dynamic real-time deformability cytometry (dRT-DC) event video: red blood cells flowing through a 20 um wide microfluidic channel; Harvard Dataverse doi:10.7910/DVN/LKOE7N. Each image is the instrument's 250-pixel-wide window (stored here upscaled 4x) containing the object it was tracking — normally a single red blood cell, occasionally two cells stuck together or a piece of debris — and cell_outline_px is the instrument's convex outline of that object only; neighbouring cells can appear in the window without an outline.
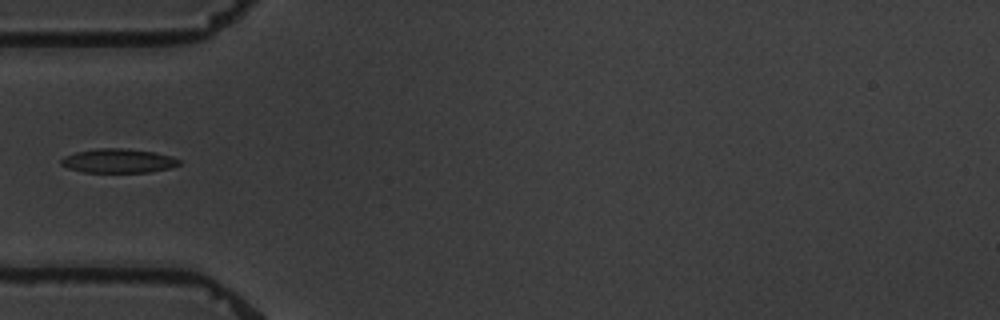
{"species": "common noctule bat (a hibernating species)", "species_latin": "Nyctalus noctula", "temperature_condition": "warm", "stored_images_in_passage": 4, "camera_frame_rate_fps": 3000, "um_per_image_px": 0.085, "animal": {"sex": "male", "body_mass_g": 19.5, "forearm_length_mm": 54.6}, "frame": {"image": 1, "passage_image": 4, "time_ms": 3.333, "image_size_px": [1000, 320], "cell_outline_px": [[180, 164], [168, 168], [148, 172], [84, 172], [68, 168], [60, 164], [60, 160], [64, 156], [76, 152], [96, 148], [120, 148], [152, 152], [172, 156], [180, 160]], "centroid_in_image_um": [10.01, 13.67], "position_along_channel_um": 75.0, "area_um2": 16.42}}